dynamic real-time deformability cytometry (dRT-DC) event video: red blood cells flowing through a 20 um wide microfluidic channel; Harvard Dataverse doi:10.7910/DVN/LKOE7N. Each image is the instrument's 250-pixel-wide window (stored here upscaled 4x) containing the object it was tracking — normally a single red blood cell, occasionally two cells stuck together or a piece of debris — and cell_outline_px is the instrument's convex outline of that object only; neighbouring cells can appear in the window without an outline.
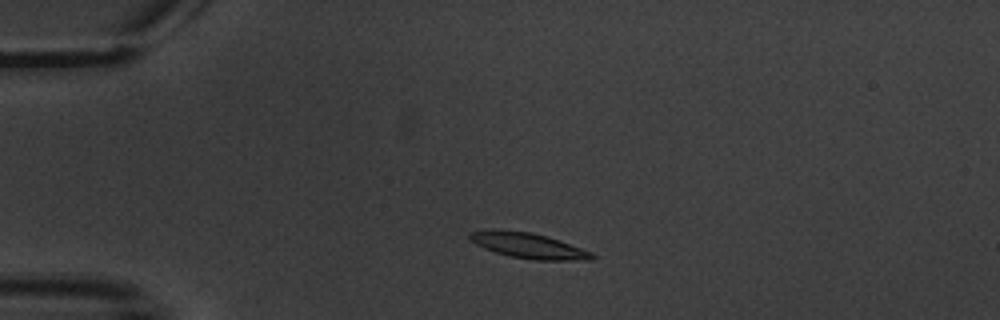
{"species": "common noctule bat (a hibernating species)", "species_latin": "Nyctalus noctula", "temperature_condition": "warm", "stored_images_in_passage": 3, "camera_frame_rate_fps": 3000, "um_per_image_px": 0.085, "animal": {"sex": "male", "body_mass_g": 20.1, "forearm_length_mm": 53.5}, "frame": {"image": 1, "passage_image": 2, "time_ms": 1.333, "image_size_px": [1000, 320], "cell_outline_px": [[596, 256], [592, 260], [532, 260], [512, 256], [496, 252], [484, 248], [476, 244], [468, 236], [468, 232], [492, 228], [496, 228], [532, 232], [548, 236], [560, 240], [592, 252]], "centroid_in_image_um": [44.9, 20.85], "position_along_channel_um": 40.1, "area_um2": 18.38}}